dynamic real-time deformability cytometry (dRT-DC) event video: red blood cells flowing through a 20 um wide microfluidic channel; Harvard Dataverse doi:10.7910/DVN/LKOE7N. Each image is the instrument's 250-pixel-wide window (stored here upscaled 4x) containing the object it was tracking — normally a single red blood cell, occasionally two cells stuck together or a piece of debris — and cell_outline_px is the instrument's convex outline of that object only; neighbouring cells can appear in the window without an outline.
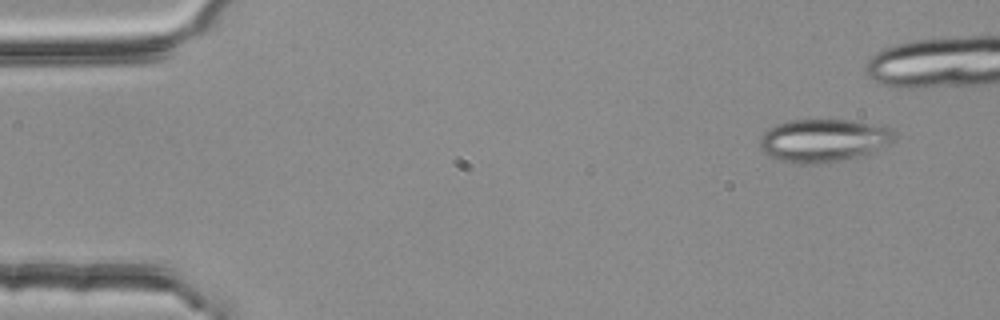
{"species": "common noctule bat (a hibernating species)", "species_latin": "Nyctalus noctula", "temperature_condition": "room temperature", "stored_images_in_passage": 7, "camera_frame_rate_fps": 3000, "um_per_image_px": 0.085, "animal": {"sex": "female", "body_mass_g": 25.1}, "frame": {"image": 1, "passage_image": 1, "time_ms": 0.0, "image_size_px": [1000, 320], "cell_outline_px": [[900, 136], [888, 144], [872, 152], [844, 160], [816, 164], [812, 164], [780, 160], [764, 152], [760, 148], [760, 140], [764, 132], [768, 128], [776, 124], [792, 120], [852, 120], [884, 124], [892, 128]], "centroid_in_image_um": [70.09, 11.91], "position_along_channel_um": 14.9, "area_um2": 33.93}}
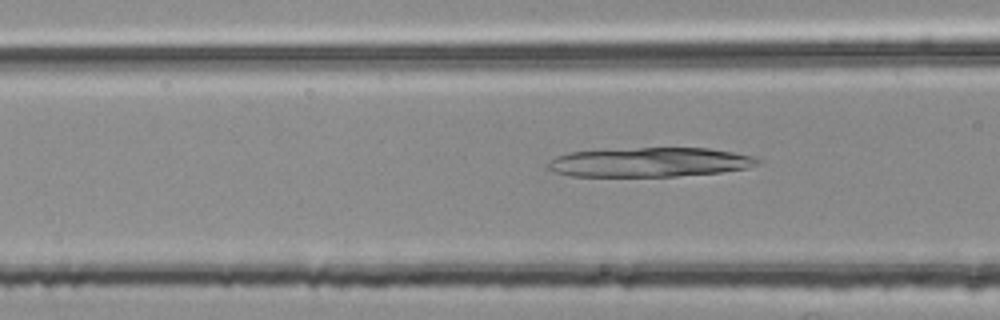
{"frame": {"image": 2, "passage_image": 7, "time_ms": 2.0, "image_size_px": [1000, 320], "cell_outline_px": [[760, 164], [748, 168], [720, 172], [676, 176], [568, 176], [552, 172], [548, 168], [548, 164], [556, 156], [568, 152], [640, 148], [708, 148], [732, 152], [752, 156], [760, 160]], "centroid_in_image_um": [55.22, 13.79], "position_along_channel_um": 111.4, "area_um2": 35.72}}